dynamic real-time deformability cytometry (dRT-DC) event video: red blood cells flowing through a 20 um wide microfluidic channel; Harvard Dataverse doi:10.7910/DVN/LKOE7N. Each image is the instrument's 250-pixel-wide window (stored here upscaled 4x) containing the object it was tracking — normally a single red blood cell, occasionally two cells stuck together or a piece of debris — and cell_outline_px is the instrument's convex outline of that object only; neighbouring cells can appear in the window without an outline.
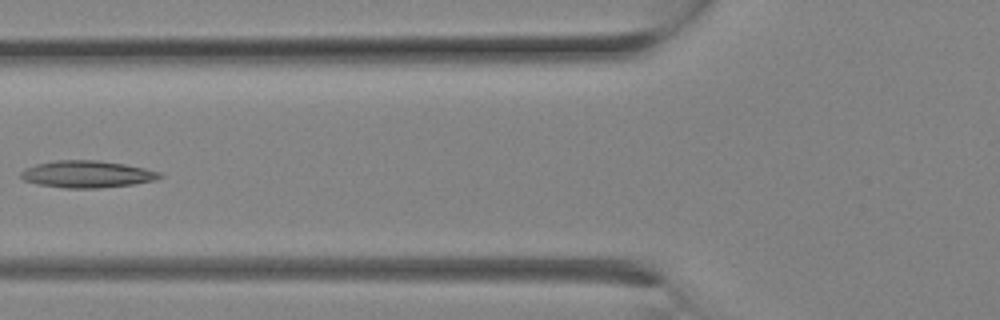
{"species": "Egyptian fruit bat (a non-hibernating species)", "species_latin": "Rousettus aegyptiacus", "temperature_condition": "room temperature", "stored_images_in_passage": 25, "camera_frame_rate_fps": 3000, "um_per_image_px": 0.085, "animal": {"sex": "female"}, "frame": {"image": 1, "passage_image": 10, "time_ms": 3.0, "image_size_px": [1000, 320], "cell_outline_px": [[164, 176], [156, 180], [132, 184], [100, 188], [64, 188], [36, 184], [24, 180], [20, 176], [20, 172], [24, 168], [36, 164], [56, 160], [100, 160], [124, 164], [144, 168], [160, 172]], "centroid_in_image_um": [7.38, 14.8], "position_along_channel_um": 118.4, "area_um2": 21.96}}
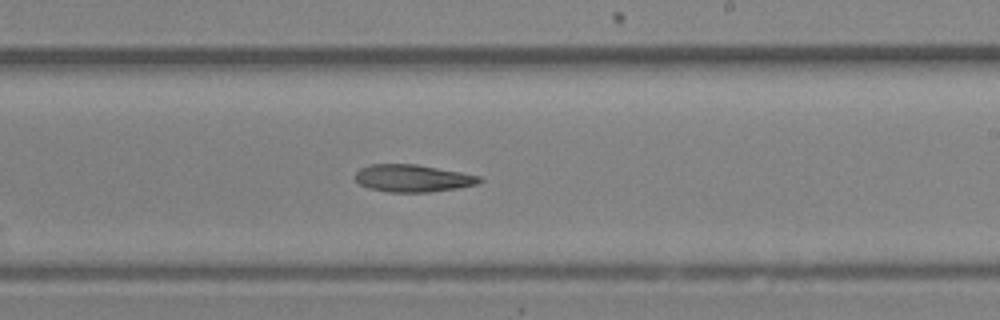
{"frame": {"image": 2, "passage_image": 15, "time_ms": 4.667, "image_size_px": [1000, 320], "cell_outline_px": [[484, 180], [480, 184], [456, 188], [428, 192], [388, 192], [368, 188], [360, 184], [356, 180], [356, 172], [360, 168], [368, 164], [416, 164], [460, 172], [480, 176]], "centroid_in_image_um": [35.09, 15.15], "position_along_channel_um": 253.9, "area_um2": 19.83}}
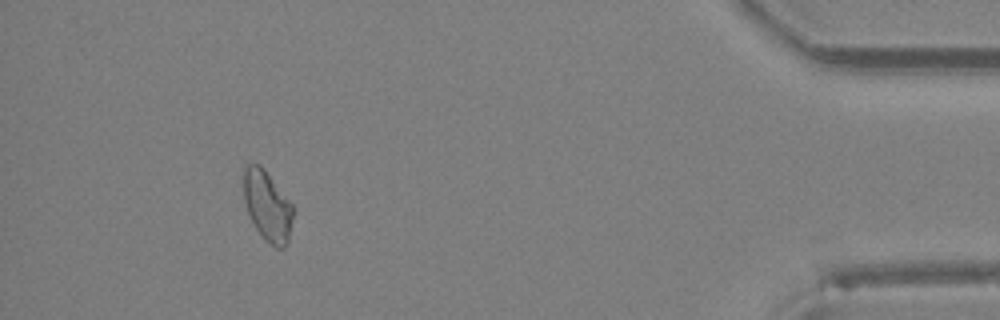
{"frame": {"image": 3, "passage_image": 23, "time_ms": 7.333, "image_size_px": [1000, 320], "cell_outline_px": [[296, 212], [288, 244], [284, 248], [276, 248], [264, 240], [256, 228], [248, 212], [244, 200], [244, 164], [260, 164], [264, 168], [296, 208]], "centroid_in_image_um": [22.79, 17.53], "position_along_channel_um": 412.4, "area_um2": 20.75}}